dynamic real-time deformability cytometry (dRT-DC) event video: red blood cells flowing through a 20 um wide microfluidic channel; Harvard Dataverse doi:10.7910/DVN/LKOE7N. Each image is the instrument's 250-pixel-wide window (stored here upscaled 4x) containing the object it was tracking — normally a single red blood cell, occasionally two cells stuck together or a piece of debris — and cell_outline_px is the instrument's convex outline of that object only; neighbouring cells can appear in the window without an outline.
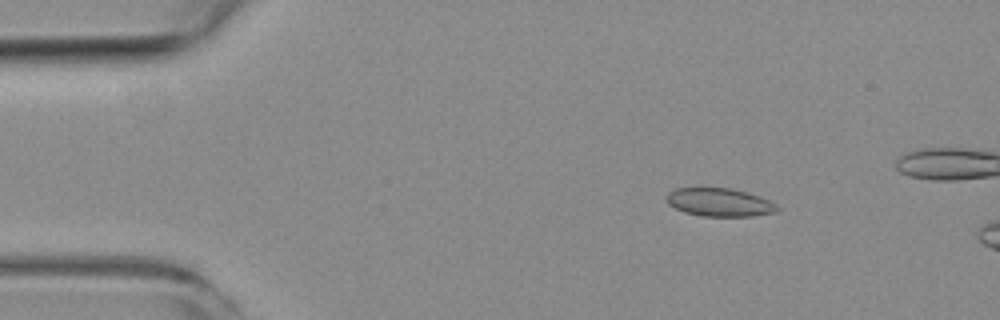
{"species": "common noctule bat (a hibernating species)", "species_latin": "Nyctalus noctula", "temperature_condition": "room temperature", "stored_images_in_passage": 3, "camera_frame_rate_fps": 3000, "um_per_image_px": 0.085, "animal": {"sex": "female", "body_mass_g": 19.3, "forearm_length_mm": 54.1}, "frame": {"image": 1, "passage_image": 1, "time_ms": 0.0, "image_size_px": [1000, 320], "cell_outline_px": [[780, 208], [776, 212], [752, 216], [700, 216], [684, 212], [668, 204], [668, 192], [676, 188], [732, 188], [748, 192], [760, 196], [776, 204]], "centroid_in_image_um": [61.19, 17.19], "position_along_channel_um": 23.8, "area_um2": 18.21}}